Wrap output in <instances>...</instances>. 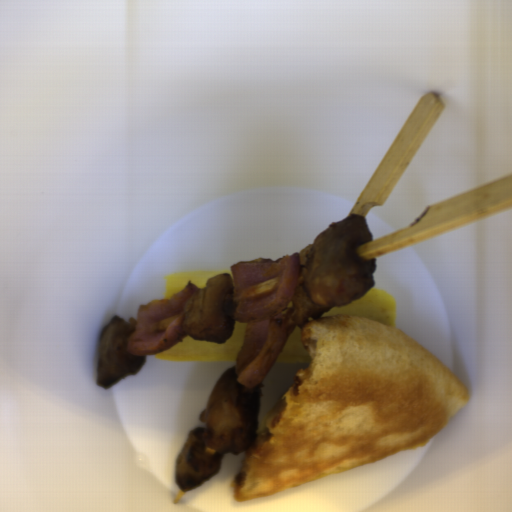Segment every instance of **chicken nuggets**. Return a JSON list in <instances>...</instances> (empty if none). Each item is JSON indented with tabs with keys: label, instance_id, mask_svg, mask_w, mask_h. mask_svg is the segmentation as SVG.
I'll return each mask as SVG.
<instances>
[{
	"label": "chicken nuggets",
	"instance_id": "1",
	"mask_svg": "<svg viewBox=\"0 0 512 512\" xmlns=\"http://www.w3.org/2000/svg\"><path fill=\"white\" fill-rule=\"evenodd\" d=\"M373 240L365 216L350 214L328 224L299 252L301 271L293 294L292 322L302 327L311 318L360 299L375 285L376 258L357 252Z\"/></svg>",
	"mask_w": 512,
	"mask_h": 512
},
{
	"label": "chicken nuggets",
	"instance_id": "2",
	"mask_svg": "<svg viewBox=\"0 0 512 512\" xmlns=\"http://www.w3.org/2000/svg\"><path fill=\"white\" fill-rule=\"evenodd\" d=\"M235 367L222 372L199 415L205 426L193 429L175 463V482L183 492L197 488L220 471L226 454L239 455L255 442L263 387L238 382Z\"/></svg>",
	"mask_w": 512,
	"mask_h": 512
},
{
	"label": "chicken nuggets",
	"instance_id": "3",
	"mask_svg": "<svg viewBox=\"0 0 512 512\" xmlns=\"http://www.w3.org/2000/svg\"><path fill=\"white\" fill-rule=\"evenodd\" d=\"M233 296V274L206 280V288L197 290L183 306V332L200 341L227 342L236 322L231 315Z\"/></svg>",
	"mask_w": 512,
	"mask_h": 512
},
{
	"label": "chicken nuggets",
	"instance_id": "4",
	"mask_svg": "<svg viewBox=\"0 0 512 512\" xmlns=\"http://www.w3.org/2000/svg\"><path fill=\"white\" fill-rule=\"evenodd\" d=\"M137 321L128 322L113 316L103 328L98 347L96 376L97 384L109 389L120 379L133 375L145 363L146 355L129 352L127 341L135 333Z\"/></svg>",
	"mask_w": 512,
	"mask_h": 512
}]
</instances>
